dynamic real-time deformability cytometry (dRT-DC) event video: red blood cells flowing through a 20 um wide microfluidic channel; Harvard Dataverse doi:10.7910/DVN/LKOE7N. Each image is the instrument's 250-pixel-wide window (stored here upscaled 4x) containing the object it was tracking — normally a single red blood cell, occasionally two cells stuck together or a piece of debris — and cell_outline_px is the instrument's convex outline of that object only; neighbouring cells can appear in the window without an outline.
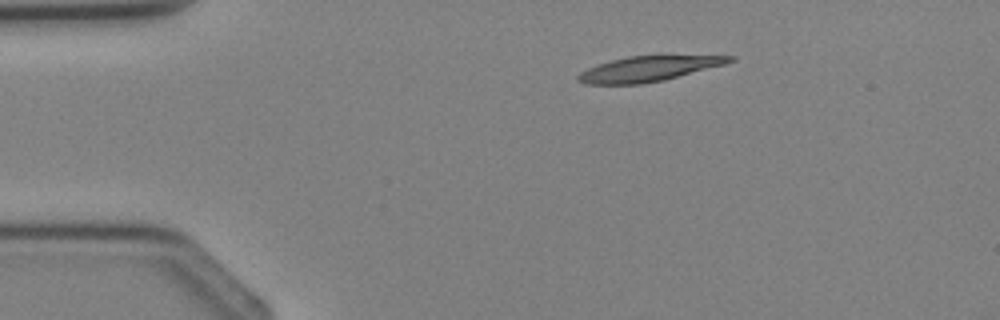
{"species": "Egyptian fruit bat (a non-hibernating species)", "species_latin": "Rousettus aegyptiacus", "temperature_condition": "cold", "stored_images_in_passage": 2, "camera_frame_rate_fps": 3000, "um_per_image_px": 0.085, "animal": {"sex": "female"}, "frame": {"image": 1, "passage_image": 1, "time_ms": 0.0, "image_size_px": [1000, 320], "cell_outline_px": [[736, 60], [724, 64], [664, 80], [640, 84], [584, 84], [576, 80], [576, 76], [580, 72], [588, 68], [612, 60], [628, 56], [736, 56]], "centroid_in_image_um": [55.07, 5.86], "position_along_channel_um": 29.9, "area_um2": 21.85}}